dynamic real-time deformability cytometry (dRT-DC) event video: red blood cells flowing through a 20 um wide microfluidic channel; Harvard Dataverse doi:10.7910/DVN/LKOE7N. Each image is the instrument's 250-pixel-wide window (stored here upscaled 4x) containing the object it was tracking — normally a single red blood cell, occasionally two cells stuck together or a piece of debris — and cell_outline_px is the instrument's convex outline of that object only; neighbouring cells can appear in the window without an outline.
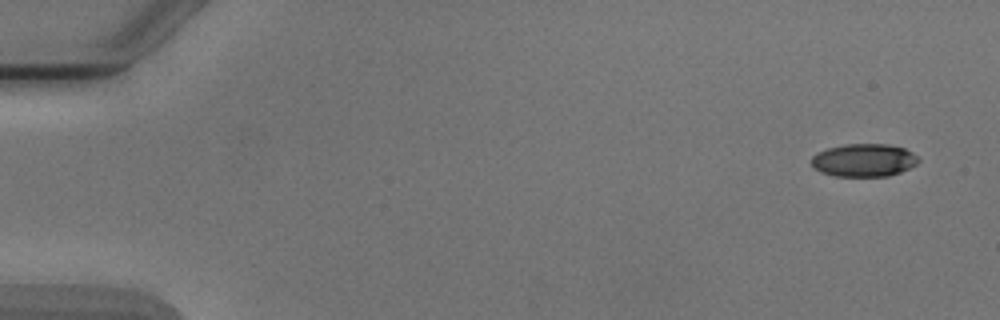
{"species": "Egyptian fruit bat (a non-hibernating species)", "species_latin": "Rousettus aegyptiacus", "temperature_condition": "cold", "stored_images_in_passage": 3, "camera_frame_rate_fps": 3000, "um_per_image_px": 0.085, "animal": {"sex": "male"}, "frame": {"image": 1, "passage_image": 1, "time_ms": 0.0, "image_size_px": [1000, 320], "cell_outline_px": [[920, 160], [916, 164], [900, 172], [888, 176], [832, 176], [820, 172], [812, 164], [812, 156], [828, 148], [844, 144], [888, 144], [904, 148], [912, 152]], "centroid_in_image_um": [73.44, 13.62], "position_along_channel_um": 11.6, "area_um2": 20.4}}